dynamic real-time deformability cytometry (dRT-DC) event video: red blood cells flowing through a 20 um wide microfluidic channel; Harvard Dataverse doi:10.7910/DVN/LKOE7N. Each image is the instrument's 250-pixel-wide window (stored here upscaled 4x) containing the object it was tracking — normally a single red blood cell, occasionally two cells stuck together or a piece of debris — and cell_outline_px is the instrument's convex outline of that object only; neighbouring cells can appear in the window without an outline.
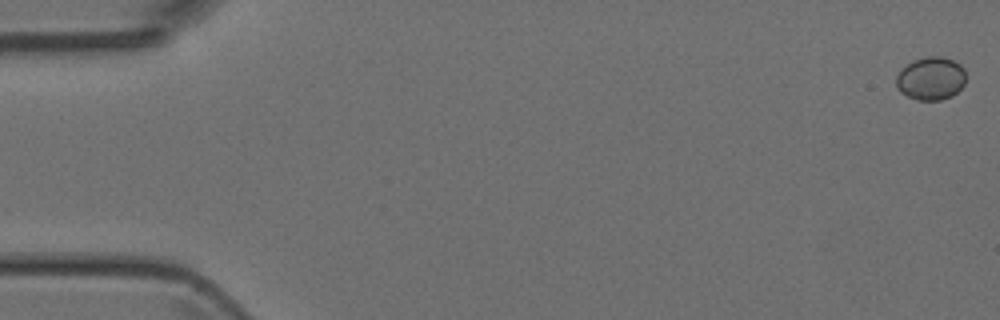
{"species": "Egyptian fruit bat (a non-hibernating species)", "species_latin": "Rousettus aegyptiacus", "temperature_condition": "room temperature", "stored_images_in_passage": 6, "segment_of_instrument_passage": [1, 2], "camera_frame_rate_fps": 3000, "um_per_image_px": 0.085, "animal": {"sex": "female"}, "frame": {"image": 1, "passage_image": 1, "time_ms": 0.0, "image_size_px": [1000, 320], "cell_outline_px": [[964, 84], [952, 96], [940, 100], [916, 100], [900, 92], [896, 88], [896, 76], [900, 68], [912, 60], [924, 56], [940, 56], [952, 60], [960, 64], [964, 68]], "centroid_in_image_um": [79.08, 6.66], "position_along_channel_um": 5.9, "area_um2": 17.69}}
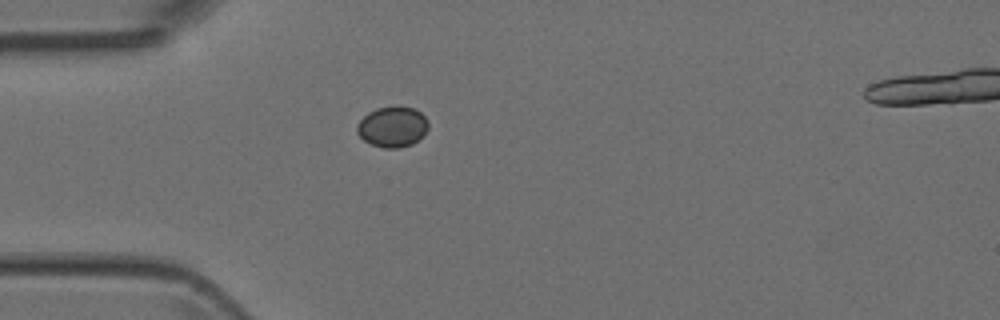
{"frame": {"image": 2, "passage_image": 5, "time_ms": 4.667, "image_size_px": [1000, 320], "cell_outline_px": [[428, 128], [412, 144], [400, 148], [384, 148], [372, 144], [364, 140], [356, 132], [356, 124], [368, 112], [376, 108], [412, 108], [420, 112], [428, 120]], "centroid_in_image_um": [33.33, 10.8], "position_along_channel_um": 51.7, "area_um2": 16.47}}